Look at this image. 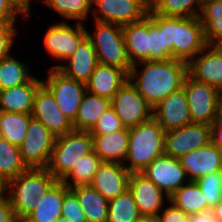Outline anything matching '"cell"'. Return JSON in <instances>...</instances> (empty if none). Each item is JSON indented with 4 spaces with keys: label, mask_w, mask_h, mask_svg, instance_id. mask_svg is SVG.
I'll use <instances>...</instances> for the list:
<instances>
[{
    "label": "cell",
    "mask_w": 222,
    "mask_h": 222,
    "mask_svg": "<svg viewBox=\"0 0 222 222\" xmlns=\"http://www.w3.org/2000/svg\"><path fill=\"white\" fill-rule=\"evenodd\" d=\"M77 196L87 222H107L108 200L91 185L70 188Z\"/></svg>",
    "instance_id": "obj_28"
},
{
    "label": "cell",
    "mask_w": 222,
    "mask_h": 222,
    "mask_svg": "<svg viewBox=\"0 0 222 222\" xmlns=\"http://www.w3.org/2000/svg\"><path fill=\"white\" fill-rule=\"evenodd\" d=\"M211 212L219 222H222V200L211 209Z\"/></svg>",
    "instance_id": "obj_49"
},
{
    "label": "cell",
    "mask_w": 222,
    "mask_h": 222,
    "mask_svg": "<svg viewBox=\"0 0 222 222\" xmlns=\"http://www.w3.org/2000/svg\"><path fill=\"white\" fill-rule=\"evenodd\" d=\"M31 118V114L0 111V137L19 147L26 137Z\"/></svg>",
    "instance_id": "obj_33"
},
{
    "label": "cell",
    "mask_w": 222,
    "mask_h": 222,
    "mask_svg": "<svg viewBox=\"0 0 222 222\" xmlns=\"http://www.w3.org/2000/svg\"><path fill=\"white\" fill-rule=\"evenodd\" d=\"M210 143V125L191 123L166 131L164 150L166 155L179 159L181 156Z\"/></svg>",
    "instance_id": "obj_12"
},
{
    "label": "cell",
    "mask_w": 222,
    "mask_h": 222,
    "mask_svg": "<svg viewBox=\"0 0 222 222\" xmlns=\"http://www.w3.org/2000/svg\"><path fill=\"white\" fill-rule=\"evenodd\" d=\"M67 65H55L65 76L86 84L98 64L97 54L91 40L86 36L78 45Z\"/></svg>",
    "instance_id": "obj_22"
},
{
    "label": "cell",
    "mask_w": 222,
    "mask_h": 222,
    "mask_svg": "<svg viewBox=\"0 0 222 222\" xmlns=\"http://www.w3.org/2000/svg\"><path fill=\"white\" fill-rule=\"evenodd\" d=\"M141 217L132 192L126 189L108 202L107 222H136Z\"/></svg>",
    "instance_id": "obj_36"
},
{
    "label": "cell",
    "mask_w": 222,
    "mask_h": 222,
    "mask_svg": "<svg viewBox=\"0 0 222 222\" xmlns=\"http://www.w3.org/2000/svg\"><path fill=\"white\" fill-rule=\"evenodd\" d=\"M192 123L211 125L221 115L222 93L206 83L198 82L188 74L182 85Z\"/></svg>",
    "instance_id": "obj_7"
},
{
    "label": "cell",
    "mask_w": 222,
    "mask_h": 222,
    "mask_svg": "<svg viewBox=\"0 0 222 222\" xmlns=\"http://www.w3.org/2000/svg\"><path fill=\"white\" fill-rule=\"evenodd\" d=\"M140 173L165 192V199L167 201H169V197L175 191L188 182L186 172L181 166L179 159L166 154L154 159Z\"/></svg>",
    "instance_id": "obj_14"
},
{
    "label": "cell",
    "mask_w": 222,
    "mask_h": 222,
    "mask_svg": "<svg viewBox=\"0 0 222 222\" xmlns=\"http://www.w3.org/2000/svg\"><path fill=\"white\" fill-rule=\"evenodd\" d=\"M94 24L93 36L87 30V37L96 51L98 63L121 68L129 74L132 65L127 56L122 26L98 21Z\"/></svg>",
    "instance_id": "obj_6"
},
{
    "label": "cell",
    "mask_w": 222,
    "mask_h": 222,
    "mask_svg": "<svg viewBox=\"0 0 222 222\" xmlns=\"http://www.w3.org/2000/svg\"><path fill=\"white\" fill-rule=\"evenodd\" d=\"M124 128L125 126L122 124L121 119L116 114L115 110L110 107L100 116L97 124L92 128L90 133L91 135H104L120 131Z\"/></svg>",
    "instance_id": "obj_40"
},
{
    "label": "cell",
    "mask_w": 222,
    "mask_h": 222,
    "mask_svg": "<svg viewBox=\"0 0 222 222\" xmlns=\"http://www.w3.org/2000/svg\"><path fill=\"white\" fill-rule=\"evenodd\" d=\"M160 213L157 216L159 222H190L191 219V215L183 212L173 204L162 209Z\"/></svg>",
    "instance_id": "obj_43"
},
{
    "label": "cell",
    "mask_w": 222,
    "mask_h": 222,
    "mask_svg": "<svg viewBox=\"0 0 222 222\" xmlns=\"http://www.w3.org/2000/svg\"><path fill=\"white\" fill-rule=\"evenodd\" d=\"M208 46H222V0H204L199 14Z\"/></svg>",
    "instance_id": "obj_30"
},
{
    "label": "cell",
    "mask_w": 222,
    "mask_h": 222,
    "mask_svg": "<svg viewBox=\"0 0 222 222\" xmlns=\"http://www.w3.org/2000/svg\"><path fill=\"white\" fill-rule=\"evenodd\" d=\"M17 222H30L26 218H20L17 220Z\"/></svg>",
    "instance_id": "obj_53"
},
{
    "label": "cell",
    "mask_w": 222,
    "mask_h": 222,
    "mask_svg": "<svg viewBox=\"0 0 222 222\" xmlns=\"http://www.w3.org/2000/svg\"><path fill=\"white\" fill-rule=\"evenodd\" d=\"M70 189L62 182L56 181L35 203L36 208L26 217L30 222H56L61 218L64 195Z\"/></svg>",
    "instance_id": "obj_26"
},
{
    "label": "cell",
    "mask_w": 222,
    "mask_h": 222,
    "mask_svg": "<svg viewBox=\"0 0 222 222\" xmlns=\"http://www.w3.org/2000/svg\"><path fill=\"white\" fill-rule=\"evenodd\" d=\"M93 151L103 162L124 164L128 154L129 128L104 135H91Z\"/></svg>",
    "instance_id": "obj_25"
},
{
    "label": "cell",
    "mask_w": 222,
    "mask_h": 222,
    "mask_svg": "<svg viewBox=\"0 0 222 222\" xmlns=\"http://www.w3.org/2000/svg\"><path fill=\"white\" fill-rule=\"evenodd\" d=\"M150 60H165L164 16L150 9Z\"/></svg>",
    "instance_id": "obj_38"
},
{
    "label": "cell",
    "mask_w": 222,
    "mask_h": 222,
    "mask_svg": "<svg viewBox=\"0 0 222 222\" xmlns=\"http://www.w3.org/2000/svg\"><path fill=\"white\" fill-rule=\"evenodd\" d=\"M61 217L71 222H87L77 196L71 190L64 195Z\"/></svg>",
    "instance_id": "obj_41"
},
{
    "label": "cell",
    "mask_w": 222,
    "mask_h": 222,
    "mask_svg": "<svg viewBox=\"0 0 222 222\" xmlns=\"http://www.w3.org/2000/svg\"><path fill=\"white\" fill-rule=\"evenodd\" d=\"M18 13L22 12L10 0H0V25L15 23Z\"/></svg>",
    "instance_id": "obj_44"
},
{
    "label": "cell",
    "mask_w": 222,
    "mask_h": 222,
    "mask_svg": "<svg viewBox=\"0 0 222 222\" xmlns=\"http://www.w3.org/2000/svg\"><path fill=\"white\" fill-rule=\"evenodd\" d=\"M92 150L90 131L73 130L58 136L46 169L57 181H61L71 171L73 165Z\"/></svg>",
    "instance_id": "obj_5"
},
{
    "label": "cell",
    "mask_w": 222,
    "mask_h": 222,
    "mask_svg": "<svg viewBox=\"0 0 222 222\" xmlns=\"http://www.w3.org/2000/svg\"><path fill=\"white\" fill-rule=\"evenodd\" d=\"M40 1V0H39ZM50 9L60 14L64 19L79 20V23L88 19L92 10V0H42Z\"/></svg>",
    "instance_id": "obj_37"
},
{
    "label": "cell",
    "mask_w": 222,
    "mask_h": 222,
    "mask_svg": "<svg viewBox=\"0 0 222 222\" xmlns=\"http://www.w3.org/2000/svg\"><path fill=\"white\" fill-rule=\"evenodd\" d=\"M71 27L66 21L49 27L44 36V46L51 57L67 60L74 55L80 42L87 36V29L83 23Z\"/></svg>",
    "instance_id": "obj_13"
},
{
    "label": "cell",
    "mask_w": 222,
    "mask_h": 222,
    "mask_svg": "<svg viewBox=\"0 0 222 222\" xmlns=\"http://www.w3.org/2000/svg\"><path fill=\"white\" fill-rule=\"evenodd\" d=\"M138 65H144L139 73ZM137 66V67H136ZM187 75V62L179 59L150 60L132 65L128 79L152 106H156L170 93L182 88Z\"/></svg>",
    "instance_id": "obj_1"
},
{
    "label": "cell",
    "mask_w": 222,
    "mask_h": 222,
    "mask_svg": "<svg viewBox=\"0 0 222 222\" xmlns=\"http://www.w3.org/2000/svg\"><path fill=\"white\" fill-rule=\"evenodd\" d=\"M111 107V100L86 91L82 97L75 120L76 131H91L100 116Z\"/></svg>",
    "instance_id": "obj_27"
},
{
    "label": "cell",
    "mask_w": 222,
    "mask_h": 222,
    "mask_svg": "<svg viewBox=\"0 0 222 222\" xmlns=\"http://www.w3.org/2000/svg\"><path fill=\"white\" fill-rule=\"evenodd\" d=\"M42 80L32 77L27 83L0 91V111L31 114L37 89Z\"/></svg>",
    "instance_id": "obj_24"
},
{
    "label": "cell",
    "mask_w": 222,
    "mask_h": 222,
    "mask_svg": "<svg viewBox=\"0 0 222 222\" xmlns=\"http://www.w3.org/2000/svg\"><path fill=\"white\" fill-rule=\"evenodd\" d=\"M100 157L92 150L73 165L71 171L61 180L69 189L90 185L102 164ZM72 180L71 182L69 180Z\"/></svg>",
    "instance_id": "obj_32"
},
{
    "label": "cell",
    "mask_w": 222,
    "mask_h": 222,
    "mask_svg": "<svg viewBox=\"0 0 222 222\" xmlns=\"http://www.w3.org/2000/svg\"><path fill=\"white\" fill-rule=\"evenodd\" d=\"M122 32L131 65L150 61V9L141 21L122 26Z\"/></svg>",
    "instance_id": "obj_21"
},
{
    "label": "cell",
    "mask_w": 222,
    "mask_h": 222,
    "mask_svg": "<svg viewBox=\"0 0 222 222\" xmlns=\"http://www.w3.org/2000/svg\"><path fill=\"white\" fill-rule=\"evenodd\" d=\"M22 61L9 56L0 60V91L27 83L33 76Z\"/></svg>",
    "instance_id": "obj_35"
},
{
    "label": "cell",
    "mask_w": 222,
    "mask_h": 222,
    "mask_svg": "<svg viewBox=\"0 0 222 222\" xmlns=\"http://www.w3.org/2000/svg\"><path fill=\"white\" fill-rule=\"evenodd\" d=\"M47 80L43 84L54 95L56 103L62 113L72 122L75 120L86 84L65 76L56 68H50Z\"/></svg>",
    "instance_id": "obj_11"
},
{
    "label": "cell",
    "mask_w": 222,
    "mask_h": 222,
    "mask_svg": "<svg viewBox=\"0 0 222 222\" xmlns=\"http://www.w3.org/2000/svg\"><path fill=\"white\" fill-rule=\"evenodd\" d=\"M57 180L46 168H28L4 185L15 218H26L35 208L38 198H42ZM12 190V191H11Z\"/></svg>",
    "instance_id": "obj_3"
},
{
    "label": "cell",
    "mask_w": 222,
    "mask_h": 222,
    "mask_svg": "<svg viewBox=\"0 0 222 222\" xmlns=\"http://www.w3.org/2000/svg\"><path fill=\"white\" fill-rule=\"evenodd\" d=\"M196 57L187 63V74L222 93V46L207 45Z\"/></svg>",
    "instance_id": "obj_16"
},
{
    "label": "cell",
    "mask_w": 222,
    "mask_h": 222,
    "mask_svg": "<svg viewBox=\"0 0 222 222\" xmlns=\"http://www.w3.org/2000/svg\"><path fill=\"white\" fill-rule=\"evenodd\" d=\"M94 20L121 26L144 19L150 4L146 0H92Z\"/></svg>",
    "instance_id": "obj_10"
},
{
    "label": "cell",
    "mask_w": 222,
    "mask_h": 222,
    "mask_svg": "<svg viewBox=\"0 0 222 222\" xmlns=\"http://www.w3.org/2000/svg\"><path fill=\"white\" fill-rule=\"evenodd\" d=\"M31 116L43 123L56 137L74 130L72 121L62 113L54 95L44 84L35 93Z\"/></svg>",
    "instance_id": "obj_15"
},
{
    "label": "cell",
    "mask_w": 222,
    "mask_h": 222,
    "mask_svg": "<svg viewBox=\"0 0 222 222\" xmlns=\"http://www.w3.org/2000/svg\"><path fill=\"white\" fill-rule=\"evenodd\" d=\"M15 23L0 25V60L9 56L12 45H14V36L17 34L14 28Z\"/></svg>",
    "instance_id": "obj_42"
},
{
    "label": "cell",
    "mask_w": 222,
    "mask_h": 222,
    "mask_svg": "<svg viewBox=\"0 0 222 222\" xmlns=\"http://www.w3.org/2000/svg\"><path fill=\"white\" fill-rule=\"evenodd\" d=\"M153 118L165 131L192 123L183 87L170 93L153 107Z\"/></svg>",
    "instance_id": "obj_17"
},
{
    "label": "cell",
    "mask_w": 222,
    "mask_h": 222,
    "mask_svg": "<svg viewBox=\"0 0 222 222\" xmlns=\"http://www.w3.org/2000/svg\"><path fill=\"white\" fill-rule=\"evenodd\" d=\"M21 12L23 15L28 16L31 10V0H10Z\"/></svg>",
    "instance_id": "obj_48"
},
{
    "label": "cell",
    "mask_w": 222,
    "mask_h": 222,
    "mask_svg": "<svg viewBox=\"0 0 222 222\" xmlns=\"http://www.w3.org/2000/svg\"><path fill=\"white\" fill-rule=\"evenodd\" d=\"M196 183L204 192L205 199L208 203V211L216 206L222 200V176L217 171L209 175H205L196 180Z\"/></svg>",
    "instance_id": "obj_39"
},
{
    "label": "cell",
    "mask_w": 222,
    "mask_h": 222,
    "mask_svg": "<svg viewBox=\"0 0 222 222\" xmlns=\"http://www.w3.org/2000/svg\"><path fill=\"white\" fill-rule=\"evenodd\" d=\"M210 138H211V144H213L218 149L222 150V116L221 115L210 125Z\"/></svg>",
    "instance_id": "obj_45"
},
{
    "label": "cell",
    "mask_w": 222,
    "mask_h": 222,
    "mask_svg": "<svg viewBox=\"0 0 222 222\" xmlns=\"http://www.w3.org/2000/svg\"><path fill=\"white\" fill-rule=\"evenodd\" d=\"M169 203L189 215L208 212L204 192L196 181H188L169 197Z\"/></svg>",
    "instance_id": "obj_29"
},
{
    "label": "cell",
    "mask_w": 222,
    "mask_h": 222,
    "mask_svg": "<svg viewBox=\"0 0 222 222\" xmlns=\"http://www.w3.org/2000/svg\"><path fill=\"white\" fill-rule=\"evenodd\" d=\"M130 174L121 163L102 162L90 185L109 201L128 189Z\"/></svg>",
    "instance_id": "obj_20"
},
{
    "label": "cell",
    "mask_w": 222,
    "mask_h": 222,
    "mask_svg": "<svg viewBox=\"0 0 222 222\" xmlns=\"http://www.w3.org/2000/svg\"><path fill=\"white\" fill-rule=\"evenodd\" d=\"M136 222H159L157 217L141 216Z\"/></svg>",
    "instance_id": "obj_50"
},
{
    "label": "cell",
    "mask_w": 222,
    "mask_h": 222,
    "mask_svg": "<svg viewBox=\"0 0 222 222\" xmlns=\"http://www.w3.org/2000/svg\"><path fill=\"white\" fill-rule=\"evenodd\" d=\"M221 116H222V95H221Z\"/></svg>",
    "instance_id": "obj_54"
},
{
    "label": "cell",
    "mask_w": 222,
    "mask_h": 222,
    "mask_svg": "<svg viewBox=\"0 0 222 222\" xmlns=\"http://www.w3.org/2000/svg\"><path fill=\"white\" fill-rule=\"evenodd\" d=\"M165 133L153 117L129 128L128 154L123 165L130 173L142 172L154 159L165 154Z\"/></svg>",
    "instance_id": "obj_4"
},
{
    "label": "cell",
    "mask_w": 222,
    "mask_h": 222,
    "mask_svg": "<svg viewBox=\"0 0 222 222\" xmlns=\"http://www.w3.org/2000/svg\"><path fill=\"white\" fill-rule=\"evenodd\" d=\"M111 107L127 128L138 126L153 117V107L137 91L129 79L111 99Z\"/></svg>",
    "instance_id": "obj_9"
},
{
    "label": "cell",
    "mask_w": 222,
    "mask_h": 222,
    "mask_svg": "<svg viewBox=\"0 0 222 222\" xmlns=\"http://www.w3.org/2000/svg\"><path fill=\"white\" fill-rule=\"evenodd\" d=\"M4 194V185L0 182V197Z\"/></svg>",
    "instance_id": "obj_51"
},
{
    "label": "cell",
    "mask_w": 222,
    "mask_h": 222,
    "mask_svg": "<svg viewBox=\"0 0 222 222\" xmlns=\"http://www.w3.org/2000/svg\"><path fill=\"white\" fill-rule=\"evenodd\" d=\"M128 188L141 216L157 217L163 209L164 193L141 173H131Z\"/></svg>",
    "instance_id": "obj_18"
},
{
    "label": "cell",
    "mask_w": 222,
    "mask_h": 222,
    "mask_svg": "<svg viewBox=\"0 0 222 222\" xmlns=\"http://www.w3.org/2000/svg\"><path fill=\"white\" fill-rule=\"evenodd\" d=\"M56 136L40 121L31 118L26 137L19 146L28 168H47Z\"/></svg>",
    "instance_id": "obj_8"
},
{
    "label": "cell",
    "mask_w": 222,
    "mask_h": 222,
    "mask_svg": "<svg viewBox=\"0 0 222 222\" xmlns=\"http://www.w3.org/2000/svg\"><path fill=\"white\" fill-rule=\"evenodd\" d=\"M0 222H17L13 208L8 198L4 195L0 197Z\"/></svg>",
    "instance_id": "obj_46"
},
{
    "label": "cell",
    "mask_w": 222,
    "mask_h": 222,
    "mask_svg": "<svg viewBox=\"0 0 222 222\" xmlns=\"http://www.w3.org/2000/svg\"><path fill=\"white\" fill-rule=\"evenodd\" d=\"M27 169L19 147L0 137V182L5 185Z\"/></svg>",
    "instance_id": "obj_31"
},
{
    "label": "cell",
    "mask_w": 222,
    "mask_h": 222,
    "mask_svg": "<svg viewBox=\"0 0 222 222\" xmlns=\"http://www.w3.org/2000/svg\"><path fill=\"white\" fill-rule=\"evenodd\" d=\"M190 222H219L211 211L191 215Z\"/></svg>",
    "instance_id": "obj_47"
},
{
    "label": "cell",
    "mask_w": 222,
    "mask_h": 222,
    "mask_svg": "<svg viewBox=\"0 0 222 222\" xmlns=\"http://www.w3.org/2000/svg\"><path fill=\"white\" fill-rule=\"evenodd\" d=\"M188 181L220 171L222 167V150L213 144L205 145L179 158Z\"/></svg>",
    "instance_id": "obj_19"
},
{
    "label": "cell",
    "mask_w": 222,
    "mask_h": 222,
    "mask_svg": "<svg viewBox=\"0 0 222 222\" xmlns=\"http://www.w3.org/2000/svg\"><path fill=\"white\" fill-rule=\"evenodd\" d=\"M203 1L204 0H154L150 4V9L155 14L166 17H199Z\"/></svg>",
    "instance_id": "obj_34"
},
{
    "label": "cell",
    "mask_w": 222,
    "mask_h": 222,
    "mask_svg": "<svg viewBox=\"0 0 222 222\" xmlns=\"http://www.w3.org/2000/svg\"><path fill=\"white\" fill-rule=\"evenodd\" d=\"M56 222H71L70 220L66 219V218H59Z\"/></svg>",
    "instance_id": "obj_52"
},
{
    "label": "cell",
    "mask_w": 222,
    "mask_h": 222,
    "mask_svg": "<svg viewBox=\"0 0 222 222\" xmlns=\"http://www.w3.org/2000/svg\"><path fill=\"white\" fill-rule=\"evenodd\" d=\"M165 60L189 62L206 46L204 28L199 17L164 16Z\"/></svg>",
    "instance_id": "obj_2"
},
{
    "label": "cell",
    "mask_w": 222,
    "mask_h": 222,
    "mask_svg": "<svg viewBox=\"0 0 222 222\" xmlns=\"http://www.w3.org/2000/svg\"><path fill=\"white\" fill-rule=\"evenodd\" d=\"M149 4H151L154 0H146Z\"/></svg>",
    "instance_id": "obj_55"
},
{
    "label": "cell",
    "mask_w": 222,
    "mask_h": 222,
    "mask_svg": "<svg viewBox=\"0 0 222 222\" xmlns=\"http://www.w3.org/2000/svg\"><path fill=\"white\" fill-rule=\"evenodd\" d=\"M127 79L128 74L123 69L98 63L86 83V90L111 100Z\"/></svg>",
    "instance_id": "obj_23"
}]
</instances>
